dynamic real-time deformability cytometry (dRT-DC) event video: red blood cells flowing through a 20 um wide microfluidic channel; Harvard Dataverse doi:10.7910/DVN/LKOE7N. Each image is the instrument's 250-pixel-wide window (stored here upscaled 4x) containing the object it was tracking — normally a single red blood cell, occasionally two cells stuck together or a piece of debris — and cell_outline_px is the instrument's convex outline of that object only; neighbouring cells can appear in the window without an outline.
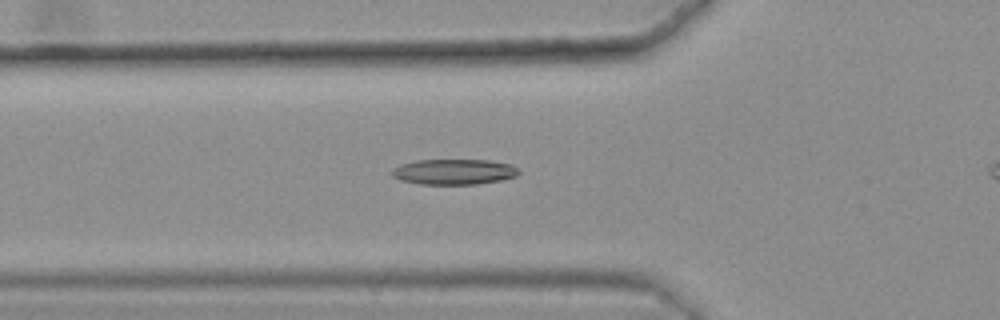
{"species": "common noctule bat (a hibernating species)", "species_latin": "Nyctalus noctula", "temperature_condition": "warm", "stored_images_in_passage": 48, "camera_frame_rate_fps": 3000, "um_per_image_px": 0.085, "animal": {"sex": "female", "body_mass_g": 25.1}, "frame": {"image": 1, "passage_image": 19, "time_ms": 6.0, "image_size_px": [1000, 320], "cell_outline_px": [[520, 172], [516, 176], [504, 180], [476, 184], [420, 184], [400, 180], [392, 176], [392, 168], [400, 164], [416, 160], [488, 160], [512, 164]], "centroid_in_image_um": [38.59, 14.6], "position_along_channel_um": 87.2, "area_um2": 18.96}}
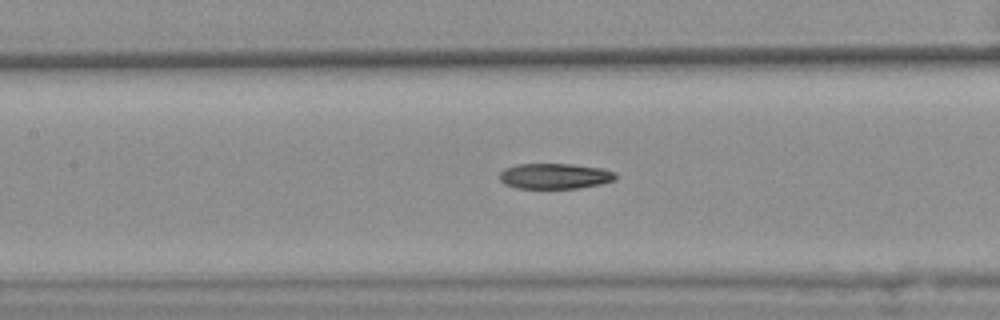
{"frame": {"image": 2, "passage_image": 25, "time_ms": 8.0, "image_size_px": [1000, 320], "cell_outline_px": [[616, 180], [600, 184], [576, 188], [516, 188], [504, 184], [500, 180], [500, 172], [504, 168], [516, 164], [572, 164], [604, 168], [616, 172]], "centroid_in_image_um": [47.17, 14.96], "position_along_channel_um": 160.2, "area_um2": 17.4}}
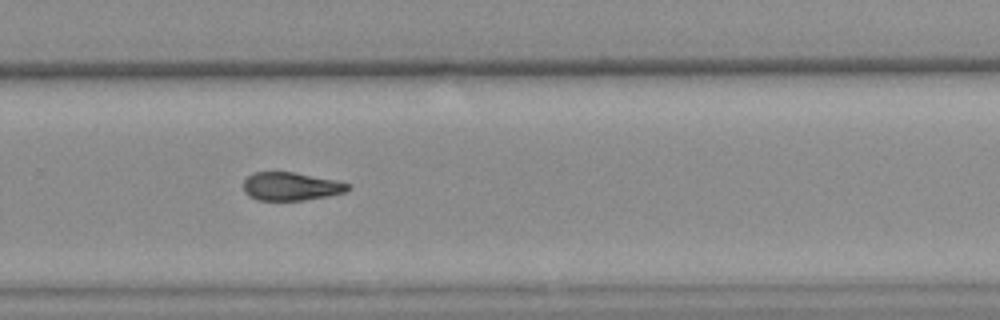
{"frame": {"image": 3, "passage_image": 37, "time_ms": 12.0, "image_size_px": [1000, 320], "cell_outline_px": [[352, 188], [344, 192], [328, 196], [304, 200], [260, 200], [248, 196], [244, 192], [244, 180], [252, 172], [292, 172], [336, 180], [352, 184]], "centroid_in_image_um": [24.75, 15.84], "position_along_channel_um": 305.1, "area_um2": 17.22}, "authors_computed_cell_mechanics": {"area_um2": 18.496, "velocity_mm_per_s": 3.6267, "shape_relaxation_time_tau1_ms": null, "shape_relaxation_time_tau2_ms": 5.8718, "deformation_change_tau1": null, "deformation_change_tau2": 0.1527}}